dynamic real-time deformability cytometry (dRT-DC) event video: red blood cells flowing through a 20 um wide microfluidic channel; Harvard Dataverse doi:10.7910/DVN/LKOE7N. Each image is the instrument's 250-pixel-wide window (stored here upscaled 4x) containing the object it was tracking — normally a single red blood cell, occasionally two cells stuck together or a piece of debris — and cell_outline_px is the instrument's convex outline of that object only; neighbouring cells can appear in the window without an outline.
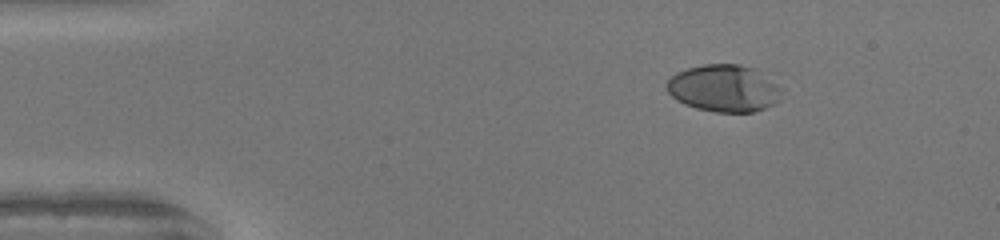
{"species": "human", "species_latin": "Homo sapiens", "temperature_condition": "warm", "stored_images_in_passage": 44, "camera_frame_rate_fps": 3000, "um_per_image_px": 0.085, "donor": {"sex": "female"}, "frame": {"image": 1, "passage_image": 1, "time_ms": 0.0, "image_size_px": [1000, 240], "cell_outline_px": [[784, 88], [780, 100], [764, 108], [752, 112], [716, 112], [696, 108], [684, 104], [676, 100], [668, 92], [664, 84], [676, 72], [688, 68], [704, 64], [740, 64], [756, 68]], "centroid_in_image_um": [61.56, 7.49], "position_along_channel_um": 23.4, "area_um2": 31.96}}
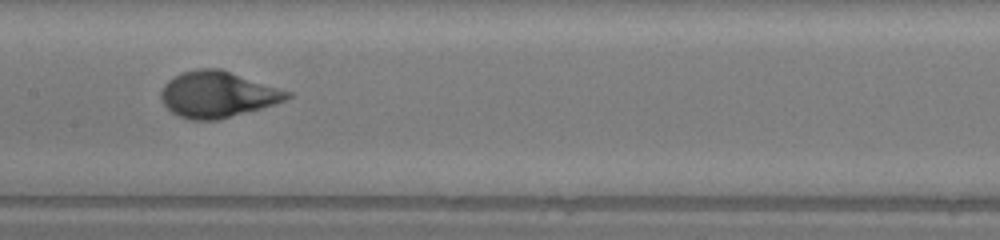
{"frame": {"image": 2, "passage_image": 19, "time_ms": 6.0, "image_size_px": [1000, 240], "cell_outline_px": [[296, 96], [260, 108], [216, 120], [188, 120], [172, 112], [164, 104], [160, 96], [160, 92], [164, 84], [172, 76], [196, 68], [220, 68], [292, 92]], "centroid_in_image_um": [18.48, 8.01], "position_along_channel_um": 188.9, "area_um2": 33.81}}
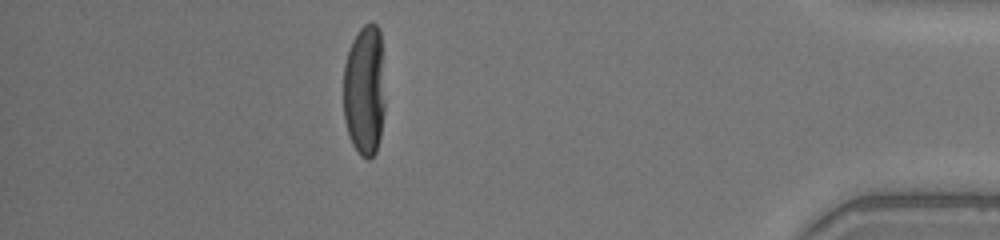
{"frame": {"image": 3, "passage_image": 38, "time_ms": 12.333, "image_size_px": [1000, 240], "cell_outline_px": [[384, 112], [380, 136], [376, 152], [368, 160], [360, 156], [352, 144], [348, 136], [344, 120], [344, 64], [352, 40], [360, 28], [364, 24], [376, 24], [380, 28], [384, 100]], "centroid_in_image_um": [30.97, 7.71], "position_along_channel_um": 404.2, "area_um2": 31.91}, "authors_computed_cell_mechanics": {"area_um2": 32.368, "velocity_mm_per_s": 4.1559, "shape_relaxation_time_tau1_ms": 3.573, "shape_relaxation_time_tau2_ms": null, "deformation_change_tau1": 0.2242, "deformation_change_tau2": null}}